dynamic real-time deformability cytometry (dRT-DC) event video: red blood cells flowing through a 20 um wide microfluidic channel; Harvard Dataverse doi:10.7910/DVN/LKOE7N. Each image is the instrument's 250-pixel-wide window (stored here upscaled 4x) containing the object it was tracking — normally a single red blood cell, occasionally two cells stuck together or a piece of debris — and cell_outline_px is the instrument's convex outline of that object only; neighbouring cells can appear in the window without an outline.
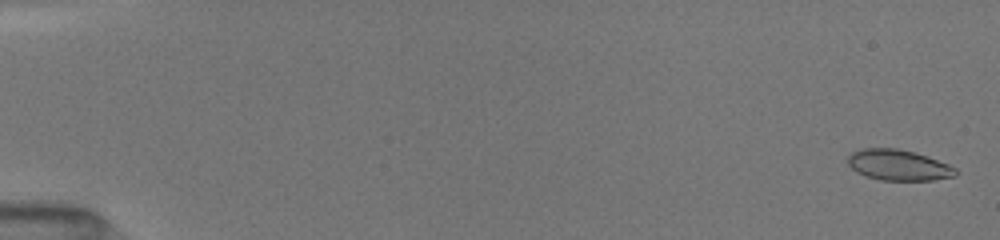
{"species": "common noctule bat (a hibernating species)", "species_latin": "Nyctalus noctula", "temperature_condition": "room temperature", "stored_images_in_passage": 7, "camera_frame_rate_fps": 3000, "um_per_image_px": 0.085, "animal": {"sex": "female", "body_mass_g": 19.5, "forearm_length_mm": 54.1}, "frame": {"image": 1, "passage_image": 1, "time_ms": 0.0, "image_size_px": [1000, 240], "cell_outline_px": [[960, 172], [956, 176], [932, 180], [880, 180], [864, 176], [856, 172], [848, 164], [848, 156], [852, 152], [860, 148], [896, 148], [916, 152], [928, 156], [948, 164], [956, 168]], "centroid_in_image_um": [76.38, 14.03], "position_along_channel_um": 8.6, "area_um2": 19.59}}
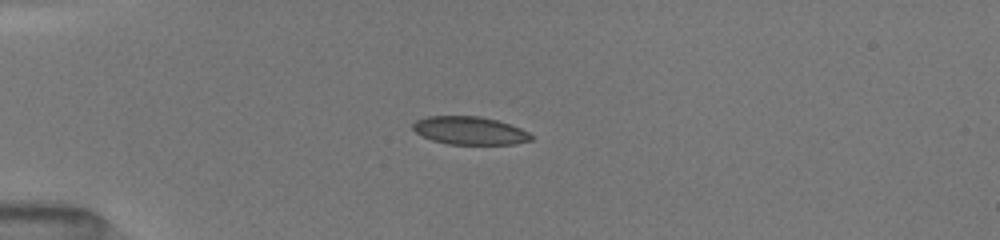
{"frame": {"image": 2, "passage_image": 5, "time_ms": 4.333, "image_size_px": [1000, 240], "cell_outline_px": [[532, 140], [516, 144], [448, 144], [432, 140], [416, 132], [412, 128], [412, 124], [416, 120], [428, 116], [480, 116], [496, 120], [520, 128], [528, 132], [532, 136]], "centroid_in_image_um": [39.92, 11.1], "position_along_channel_um": 45.1, "area_um2": 19.19}}
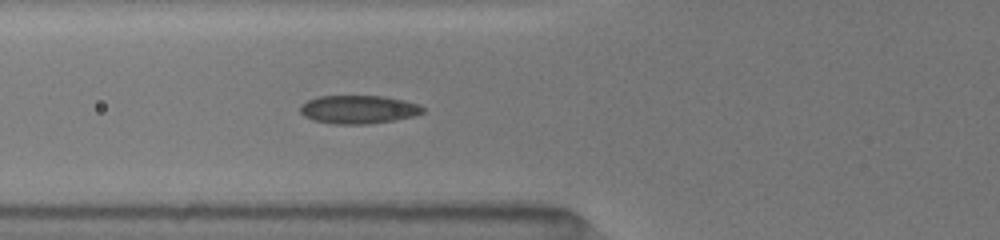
{"frame": {"image": 3, "passage_image": 7, "time_ms": 6.333, "image_size_px": [1000, 240], "cell_outline_px": [[424, 112], [412, 116], [392, 120], [368, 124], [332, 124], [312, 120], [304, 116], [300, 112], [300, 104], [308, 100], [320, 96], [384, 96], [404, 100], [420, 104], [424, 108]], "centroid_in_image_um": [30.45, 9.3], "position_along_channel_um": 95.4, "area_um2": 20.29}}